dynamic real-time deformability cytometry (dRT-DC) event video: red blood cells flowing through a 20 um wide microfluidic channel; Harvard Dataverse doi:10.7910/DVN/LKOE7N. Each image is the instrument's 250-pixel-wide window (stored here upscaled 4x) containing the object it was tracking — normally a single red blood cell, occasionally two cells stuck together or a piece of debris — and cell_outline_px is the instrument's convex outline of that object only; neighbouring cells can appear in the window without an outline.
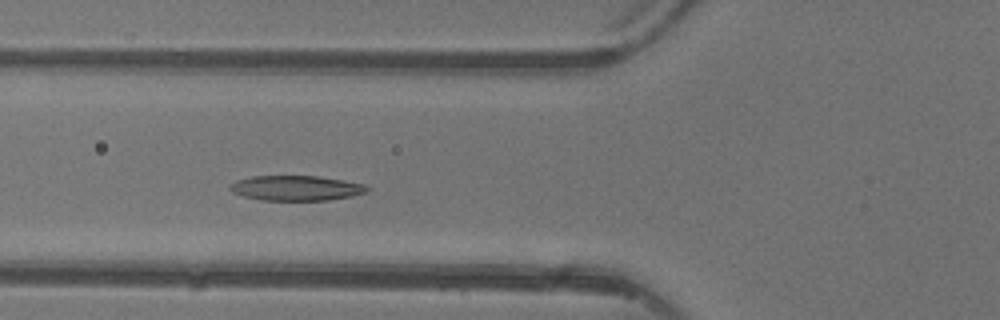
{"species": "common noctule bat (a hibernating species)", "species_latin": "Nyctalus noctula", "temperature_condition": "warm", "stored_images_in_passage": 4, "camera_frame_rate_fps": 3000, "um_per_image_px": 0.085, "animal": {"sex": "female"}, "frame": {"image": 1, "passage_image": 3, "time_ms": 2.0, "image_size_px": [1000, 320], "cell_outline_px": [[372, 188], [368, 192], [352, 196], [328, 200], [260, 200], [244, 196], [232, 192], [228, 188], [236, 180], [252, 176], [316, 176], [344, 180], [364, 184]], "centroid_in_image_um": [25.21, 15.98], "position_along_channel_um": 100.6, "area_um2": 20.06}}
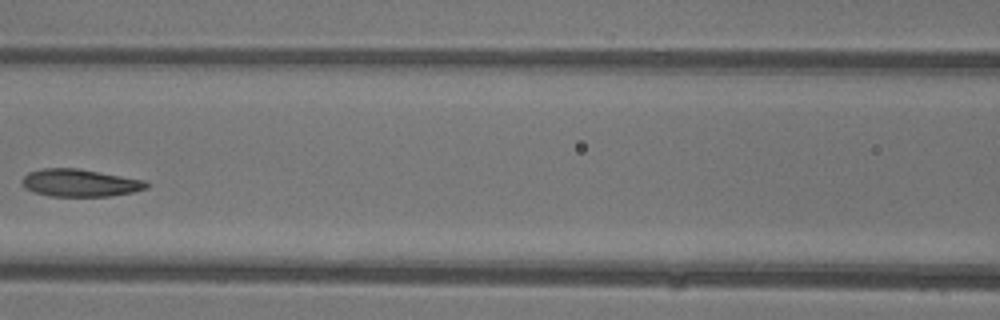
{"frame": {"image": 2, "passage_image": 4, "time_ms": 3.333, "image_size_px": [1000, 320], "cell_outline_px": [[148, 188], [132, 192], [112, 196], [48, 196], [24, 188], [20, 184], [20, 180], [28, 172], [44, 168], [76, 168], [144, 180], [148, 184]], "centroid_in_image_um": [6.74, 15.55], "position_along_channel_um": 159.9, "area_um2": 19.88}}